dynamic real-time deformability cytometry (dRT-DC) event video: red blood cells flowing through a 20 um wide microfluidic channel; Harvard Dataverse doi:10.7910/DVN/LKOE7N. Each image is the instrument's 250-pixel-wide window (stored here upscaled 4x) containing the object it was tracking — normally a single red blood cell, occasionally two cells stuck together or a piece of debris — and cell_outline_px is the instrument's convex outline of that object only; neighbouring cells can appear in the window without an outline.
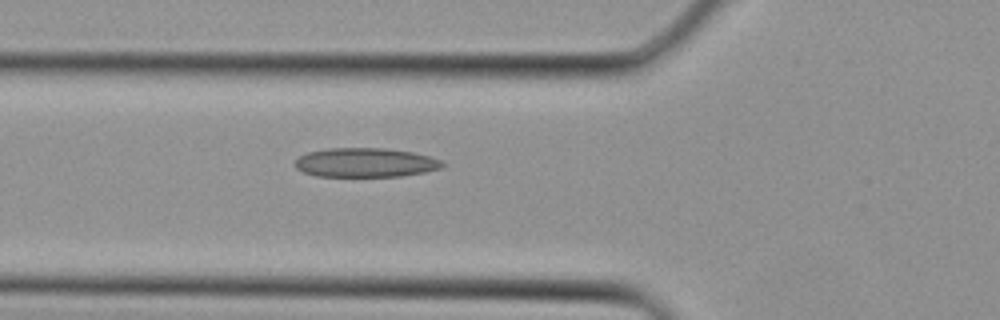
{"species": "Egyptian fruit bat (a non-hibernating species)", "species_latin": "Rousettus aegyptiacus", "temperature_condition": "cold", "stored_images_in_passage": 4, "camera_frame_rate_fps": 3000, "um_per_image_px": 0.085, "animal": {"sex": "female"}, "frame": {"image": 1, "passage_image": 4, "time_ms": 1.0, "image_size_px": [1000, 320], "cell_outline_px": [[444, 168], [424, 172], [400, 176], [316, 176], [304, 172], [296, 168], [292, 164], [300, 156], [308, 152], [328, 148], [384, 148], [412, 152], [428, 156], [440, 160], [444, 164]], "centroid_in_image_um": [31.04, 13.82], "position_along_channel_um": 94.8, "area_um2": 25.03}}